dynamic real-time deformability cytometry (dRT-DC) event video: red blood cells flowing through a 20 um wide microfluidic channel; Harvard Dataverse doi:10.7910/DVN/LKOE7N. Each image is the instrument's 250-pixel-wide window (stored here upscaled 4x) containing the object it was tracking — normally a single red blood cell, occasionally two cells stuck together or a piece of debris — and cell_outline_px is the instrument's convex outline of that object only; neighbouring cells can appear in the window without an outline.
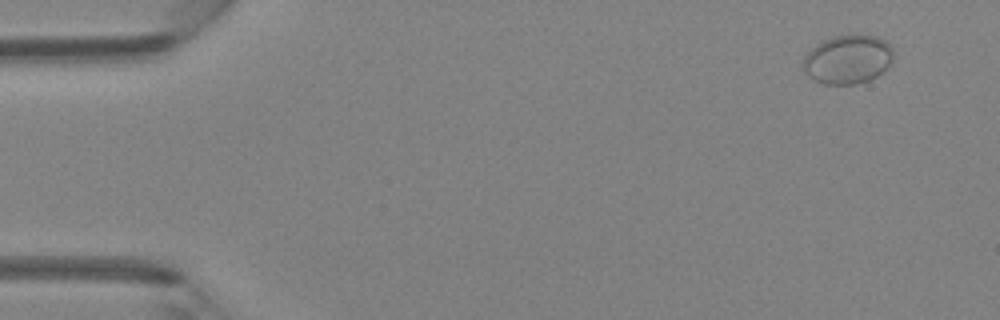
{"species": "Egyptian fruit bat (a non-hibernating species)", "species_latin": "Rousettus aegyptiacus", "temperature_condition": "room temperature", "stored_images_in_passage": 5, "camera_frame_rate_fps": 3000, "um_per_image_px": 0.085, "animal": {"sex": "female"}, "frame": {"image": 1, "passage_image": 1, "time_ms": 0.0, "image_size_px": [1000, 320], "cell_outline_px": [[892, 60], [876, 76], [868, 80], [856, 84], [824, 84], [808, 76], [804, 72], [804, 56], [816, 44], [832, 36], [860, 32], [876, 36], [884, 40], [892, 48]], "centroid_in_image_um": [72.05, 5.0], "position_along_channel_um": 13.0, "area_um2": 25.78}}